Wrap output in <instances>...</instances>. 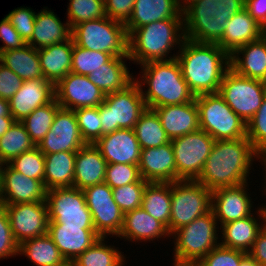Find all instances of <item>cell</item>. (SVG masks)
Masks as SVG:
<instances>
[{"label":"cell","mask_w":266,"mask_h":266,"mask_svg":"<svg viewBox=\"0 0 266 266\" xmlns=\"http://www.w3.org/2000/svg\"><path fill=\"white\" fill-rule=\"evenodd\" d=\"M178 61L188 88L195 95L218 93L223 76L230 67V55L218 44L198 43L182 35ZM227 67L225 69L223 61Z\"/></svg>","instance_id":"1"},{"label":"cell","mask_w":266,"mask_h":266,"mask_svg":"<svg viewBox=\"0 0 266 266\" xmlns=\"http://www.w3.org/2000/svg\"><path fill=\"white\" fill-rule=\"evenodd\" d=\"M253 155L259 154L247 137L215 141L196 181L211 192L244 184Z\"/></svg>","instance_id":"2"},{"label":"cell","mask_w":266,"mask_h":266,"mask_svg":"<svg viewBox=\"0 0 266 266\" xmlns=\"http://www.w3.org/2000/svg\"><path fill=\"white\" fill-rule=\"evenodd\" d=\"M245 7V0H198L182 14L185 38L198 43L218 44L225 25Z\"/></svg>","instance_id":"3"},{"label":"cell","mask_w":266,"mask_h":266,"mask_svg":"<svg viewBox=\"0 0 266 266\" xmlns=\"http://www.w3.org/2000/svg\"><path fill=\"white\" fill-rule=\"evenodd\" d=\"M145 81L149 85L142 95L147 108L185 104L195 99L184 80L176 57L143 64ZM146 95V96H144Z\"/></svg>","instance_id":"4"},{"label":"cell","mask_w":266,"mask_h":266,"mask_svg":"<svg viewBox=\"0 0 266 266\" xmlns=\"http://www.w3.org/2000/svg\"><path fill=\"white\" fill-rule=\"evenodd\" d=\"M180 19H165L151 22L128 35V57L142 65L151 61H163L166 53L175 45L179 37L178 29H182ZM178 37V38H177Z\"/></svg>","instance_id":"5"},{"label":"cell","mask_w":266,"mask_h":266,"mask_svg":"<svg viewBox=\"0 0 266 266\" xmlns=\"http://www.w3.org/2000/svg\"><path fill=\"white\" fill-rule=\"evenodd\" d=\"M71 37L79 47L129 59L125 24L107 16L75 25Z\"/></svg>","instance_id":"6"},{"label":"cell","mask_w":266,"mask_h":266,"mask_svg":"<svg viewBox=\"0 0 266 266\" xmlns=\"http://www.w3.org/2000/svg\"><path fill=\"white\" fill-rule=\"evenodd\" d=\"M199 128L215 141L247 137V124L227 105L219 93L195 96Z\"/></svg>","instance_id":"7"},{"label":"cell","mask_w":266,"mask_h":266,"mask_svg":"<svg viewBox=\"0 0 266 266\" xmlns=\"http://www.w3.org/2000/svg\"><path fill=\"white\" fill-rule=\"evenodd\" d=\"M141 83L132 82L124 90L108 93L99 105L102 136L118 129H133L147 109Z\"/></svg>","instance_id":"8"},{"label":"cell","mask_w":266,"mask_h":266,"mask_svg":"<svg viewBox=\"0 0 266 266\" xmlns=\"http://www.w3.org/2000/svg\"><path fill=\"white\" fill-rule=\"evenodd\" d=\"M216 218L212 210L182 226L177 233L175 263L197 264L216 245ZM215 243V244H214Z\"/></svg>","instance_id":"9"},{"label":"cell","mask_w":266,"mask_h":266,"mask_svg":"<svg viewBox=\"0 0 266 266\" xmlns=\"http://www.w3.org/2000/svg\"><path fill=\"white\" fill-rule=\"evenodd\" d=\"M211 195L212 192L196 180L172 182L169 234L209 212Z\"/></svg>","instance_id":"10"},{"label":"cell","mask_w":266,"mask_h":266,"mask_svg":"<svg viewBox=\"0 0 266 266\" xmlns=\"http://www.w3.org/2000/svg\"><path fill=\"white\" fill-rule=\"evenodd\" d=\"M218 93L247 124L266 96V82L239 75L229 67L223 76Z\"/></svg>","instance_id":"11"},{"label":"cell","mask_w":266,"mask_h":266,"mask_svg":"<svg viewBox=\"0 0 266 266\" xmlns=\"http://www.w3.org/2000/svg\"><path fill=\"white\" fill-rule=\"evenodd\" d=\"M214 142L201 129L171 140L176 163V181L196 180L199 177Z\"/></svg>","instance_id":"12"},{"label":"cell","mask_w":266,"mask_h":266,"mask_svg":"<svg viewBox=\"0 0 266 266\" xmlns=\"http://www.w3.org/2000/svg\"><path fill=\"white\" fill-rule=\"evenodd\" d=\"M49 221L65 226H94L83 190L58 187L46 191Z\"/></svg>","instance_id":"13"},{"label":"cell","mask_w":266,"mask_h":266,"mask_svg":"<svg viewBox=\"0 0 266 266\" xmlns=\"http://www.w3.org/2000/svg\"><path fill=\"white\" fill-rule=\"evenodd\" d=\"M86 205L92 214L95 231L105 238V234L119 235L124 213L113 199L112 189L104 182L83 189Z\"/></svg>","instance_id":"14"},{"label":"cell","mask_w":266,"mask_h":266,"mask_svg":"<svg viewBox=\"0 0 266 266\" xmlns=\"http://www.w3.org/2000/svg\"><path fill=\"white\" fill-rule=\"evenodd\" d=\"M7 211L13 237L22 242L48 234V205L46 201L2 205Z\"/></svg>","instance_id":"15"},{"label":"cell","mask_w":266,"mask_h":266,"mask_svg":"<svg viewBox=\"0 0 266 266\" xmlns=\"http://www.w3.org/2000/svg\"><path fill=\"white\" fill-rule=\"evenodd\" d=\"M86 143L81 137L73 110L60 108L51 129L37 146L43 154L77 152Z\"/></svg>","instance_id":"16"},{"label":"cell","mask_w":266,"mask_h":266,"mask_svg":"<svg viewBox=\"0 0 266 266\" xmlns=\"http://www.w3.org/2000/svg\"><path fill=\"white\" fill-rule=\"evenodd\" d=\"M55 98L61 108L76 110L99 106L105 94L88 76L70 72L55 86Z\"/></svg>","instance_id":"17"},{"label":"cell","mask_w":266,"mask_h":266,"mask_svg":"<svg viewBox=\"0 0 266 266\" xmlns=\"http://www.w3.org/2000/svg\"><path fill=\"white\" fill-rule=\"evenodd\" d=\"M48 235L59 249L66 262H73L101 236L94 226H65L63 223L49 221Z\"/></svg>","instance_id":"18"},{"label":"cell","mask_w":266,"mask_h":266,"mask_svg":"<svg viewBox=\"0 0 266 266\" xmlns=\"http://www.w3.org/2000/svg\"><path fill=\"white\" fill-rule=\"evenodd\" d=\"M54 98L55 86L49 80L42 78L23 81L9 100L10 114L15 121H22L37 107L50 103Z\"/></svg>","instance_id":"19"},{"label":"cell","mask_w":266,"mask_h":266,"mask_svg":"<svg viewBox=\"0 0 266 266\" xmlns=\"http://www.w3.org/2000/svg\"><path fill=\"white\" fill-rule=\"evenodd\" d=\"M7 167L0 174L1 191L4 197L1 198V205L46 201L47 190L40 180L22 175L10 165Z\"/></svg>","instance_id":"20"},{"label":"cell","mask_w":266,"mask_h":266,"mask_svg":"<svg viewBox=\"0 0 266 266\" xmlns=\"http://www.w3.org/2000/svg\"><path fill=\"white\" fill-rule=\"evenodd\" d=\"M94 145L107 164L139 165L141 148L133 129H118L103 135Z\"/></svg>","instance_id":"21"},{"label":"cell","mask_w":266,"mask_h":266,"mask_svg":"<svg viewBox=\"0 0 266 266\" xmlns=\"http://www.w3.org/2000/svg\"><path fill=\"white\" fill-rule=\"evenodd\" d=\"M138 167L141 178L147 182H175L176 163L171 141L156 148L141 149Z\"/></svg>","instance_id":"22"},{"label":"cell","mask_w":266,"mask_h":266,"mask_svg":"<svg viewBox=\"0 0 266 266\" xmlns=\"http://www.w3.org/2000/svg\"><path fill=\"white\" fill-rule=\"evenodd\" d=\"M245 184L212 191L211 210L215 218L221 220V225L251 216L250 197L245 193Z\"/></svg>","instance_id":"23"},{"label":"cell","mask_w":266,"mask_h":266,"mask_svg":"<svg viewBox=\"0 0 266 266\" xmlns=\"http://www.w3.org/2000/svg\"><path fill=\"white\" fill-rule=\"evenodd\" d=\"M170 140L198 131L199 117L195 99L185 104L155 107Z\"/></svg>","instance_id":"24"},{"label":"cell","mask_w":266,"mask_h":266,"mask_svg":"<svg viewBox=\"0 0 266 266\" xmlns=\"http://www.w3.org/2000/svg\"><path fill=\"white\" fill-rule=\"evenodd\" d=\"M266 30L243 8L225 25V32L218 46L231 55L239 47L260 39Z\"/></svg>","instance_id":"25"},{"label":"cell","mask_w":266,"mask_h":266,"mask_svg":"<svg viewBox=\"0 0 266 266\" xmlns=\"http://www.w3.org/2000/svg\"><path fill=\"white\" fill-rule=\"evenodd\" d=\"M181 6L180 0H135L131 18L125 24L127 35L151 22L181 19Z\"/></svg>","instance_id":"26"},{"label":"cell","mask_w":266,"mask_h":266,"mask_svg":"<svg viewBox=\"0 0 266 266\" xmlns=\"http://www.w3.org/2000/svg\"><path fill=\"white\" fill-rule=\"evenodd\" d=\"M107 162L94 144H86L76 152L73 187L80 190L104 183Z\"/></svg>","instance_id":"27"},{"label":"cell","mask_w":266,"mask_h":266,"mask_svg":"<svg viewBox=\"0 0 266 266\" xmlns=\"http://www.w3.org/2000/svg\"><path fill=\"white\" fill-rule=\"evenodd\" d=\"M239 53H244L243 59L236 56ZM230 68L239 75L266 82V34L236 49L230 55Z\"/></svg>","instance_id":"28"},{"label":"cell","mask_w":266,"mask_h":266,"mask_svg":"<svg viewBox=\"0 0 266 266\" xmlns=\"http://www.w3.org/2000/svg\"><path fill=\"white\" fill-rule=\"evenodd\" d=\"M74 41L72 37L62 43L37 49L44 79L56 86L71 72Z\"/></svg>","instance_id":"29"},{"label":"cell","mask_w":266,"mask_h":266,"mask_svg":"<svg viewBox=\"0 0 266 266\" xmlns=\"http://www.w3.org/2000/svg\"><path fill=\"white\" fill-rule=\"evenodd\" d=\"M71 33L72 29L68 23L63 25L53 12L44 9L36 14L34 30L27 44L36 49H42L69 40Z\"/></svg>","instance_id":"30"},{"label":"cell","mask_w":266,"mask_h":266,"mask_svg":"<svg viewBox=\"0 0 266 266\" xmlns=\"http://www.w3.org/2000/svg\"><path fill=\"white\" fill-rule=\"evenodd\" d=\"M167 233L169 234L167 228L160 221L139 207L124 214L122 229L118 236L145 241Z\"/></svg>","instance_id":"31"},{"label":"cell","mask_w":266,"mask_h":266,"mask_svg":"<svg viewBox=\"0 0 266 266\" xmlns=\"http://www.w3.org/2000/svg\"><path fill=\"white\" fill-rule=\"evenodd\" d=\"M0 62L12 70L23 81L42 79L38 51L26 44L20 49H12L0 53Z\"/></svg>","instance_id":"32"},{"label":"cell","mask_w":266,"mask_h":266,"mask_svg":"<svg viewBox=\"0 0 266 266\" xmlns=\"http://www.w3.org/2000/svg\"><path fill=\"white\" fill-rule=\"evenodd\" d=\"M44 187L46 190L58 187H72L76 152L44 154Z\"/></svg>","instance_id":"33"},{"label":"cell","mask_w":266,"mask_h":266,"mask_svg":"<svg viewBox=\"0 0 266 266\" xmlns=\"http://www.w3.org/2000/svg\"><path fill=\"white\" fill-rule=\"evenodd\" d=\"M122 58L113 56L102 67L88 75L89 80L105 95L124 90L133 81Z\"/></svg>","instance_id":"34"},{"label":"cell","mask_w":266,"mask_h":266,"mask_svg":"<svg viewBox=\"0 0 266 266\" xmlns=\"http://www.w3.org/2000/svg\"><path fill=\"white\" fill-rule=\"evenodd\" d=\"M222 226L224 242L220 245L246 253L250 251V247L253 246L258 233L263 229V227H259L252 215L240 220L230 221Z\"/></svg>","instance_id":"35"},{"label":"cell","mask_w":266,"mask_h":266,"mask_svg":"<svg viewBox=\"0 0 266 266\" xmlns=\"http://www.w3.org/2000/svg\"><path fill=\"white\" fill-rule=\"evenodd\" d=\"M141 207L168 230L171 215V183L149 182L144 189Z\"/></svg>","instance_id":"36"},{"label":"cell","mask_w":266,"mask_h":266,"mask_svg":"<svg viewBox=\"0 0 266 266\" xmlns=\"http://www.w3.org/2000/svg\"><path fill=\"white\" fill-rule=\"evenodd\" d=\"M18 252L27 255L37 266H61L67 263L48 234L22 242Z\"/></svg>","instance_id":"37"},{"label":"cell","mask_w":266,"mask_h":266,"mask_svg":"<svg viewBox=\"0 0 266 266\" xmlns=\"http://www.w3.org/2000/svg\"><path fill=\"white\" fill-rule=\"evenodd\" d=\"M133 130L141 149L156 148L171 141L162 127L158 114L151 108L142 113Z\"/></svg>","instance_id":"38"},{"label":"cell","mask_w":266,"mask_h":266,"mask_svg":"<svg viewBox=\"0 0 266 266\" xmlns=\"http://www.w3.org/2000/svg\"><path fill=\"white\" fill-rule=\"evenodd\" d=\"M30 135L21 121H14L7 132L0 138V159L7 164L15 157L35 148Z\"/></svg>","instance_id":"39"},{"label":"cell","mask_w":266,"mask_h":266,"mask_svg":"<svg viewBox=\"0 0 266 266\" xmlns=\"http://www.w3.org/2000/svg\"><path fill=\"white\" fill-rule=\"evenodd\" d=\"M60 108L56 98H54L50 103L37 107L21 121L36 146L39 145L51 129L56 112Z\"/></svg>","instance_id":"40"},{"label":"cell","mask_w":266,"mask_h":266,"mask_svg":"<svg viewBox=\"0 0 266 266\" xmlns=\"http://www.w3.org/2000/svg\"><path fill=\"white\" fill-rule=\"evenodd\" d=\"M100 237L90 248L71 262L72 266H122L121 252L105 246Z\"/></svg>","instance_id":"41"},{"label":"cell","mask_w":266,"mask_h":266,"mask_svg":"<svg viewBox=\"0 0 266 266\" xmlns=\"http://www.w3.org/2000/svg\"><path fill=\"white\" fill-rule=\"evenodd\" d=\"M113 56L101 51H91L73 44L71 72L88 76L107 63Z\"/></svg>","instance_id":"42"},{"label":"cell","mask_w":266,"mask_h":266,"mask_svg":"<svg viewBox=\"0 0 266 266\" xmlns=\"http://www.w3.org/2000/svg\"><path fill=\"white\" fill-rule=\"evenodd\" d=\"M68 8V24L75 25L90 20L106 17L104 0H70Z\"/></svg>","instance_id":"43"},{"label":"cell","mask_w":266,"mask_h":266,"mask_svg":"<svg viewBox=\"0 0 266 266\" xmlns=\"http://www.w3.org/2000/svg\"><path fill=\"white\" fill-rule=\"evenodd\" d=\"M9 165L22 175L40 180L44 184L45 156L37 146L13 158Z\"/></svg>","instance_id":"44"},{"label":"cell","mask_w":266,"mask_h":266,"mask_svg":"<svg viewBox=\"0 0 266 266\" xmlns=\"http://www.w3.org/2000/svg\"><path fill=\"white\" fill-rule=\"evenodd\" d=\"M81 137L86 144H95L102 137V123L99 106L73 110Z\"/></svg>","instance_id":"45"},{"label":"cell","mask_w":266,"mask_h":266,"mask_svg":"<svg viewBox=\"0 0 266 266\" xmlns=\"http://www.w3.org/2000/svg\"><path fill=\"white\" fill-rule=\"evenodd\" d=\"M148 183L141 178L138 182L112 189L113 199L124 214L141 207L144 189Z\"/></svg>","instance_id":"46"},{"label":"cell","mask_w":266,"mask_h":266,"mask_svg":"<svg viewBox=\"0 0 266 266\" xmlns=\"http://www.w3.org/2000/svg\"><path fill=\"white\" fill-rule=\"evenodd\" d=\"M247 138L259 155L266 152V96L260 108L247 123Z\"/></svg>","instance_id":"47"},{"label":"cell","mask_w":266,"mask_h":266,"mask_svg":"<svg viewBox=\"0 0 266 266\" xmlns=\"http://www.w3.org/2000/svg\"><path fill=\"white\" fill-rule=\"evenodd\" d=\"M141 179L138 165L107 164L104 182L111 188L125 186Z\"/></svg>","instance_id":"48"},{"label":"cell","mask_w":266,"mask_h":266,"mask_svg":"<svg viewBox=\"0 0 266 266\" xmlns=\"http://www.w3.org/2000/svg\"><path fill=\"white\" fill-rule=\"evenodd\" d=\"M246 254L241 250L223 247L219 243L197 263V266H240L241 260Z\"/></svg>","instance_id":"49"},{"label":"cell","mask_w":266,"mask_h":266,"mask_svg":"<svg viewBox=\"0 0 266 266\" xmlns=\"http://www.w3.org/2000/svg\"><path fill=\"white\" fill-rule=\"evenodd\" d=\"M22 39L28 43L34 30L36 15L29 8H18L6 16Z\"/></svg>","instance_id":"50"},{"label":"cell","mask_w":266,"mask_h":266,"mask_svg":"<svg viewBox=\"0 0 266 266\" xmlns=\"http://www.w3.org/2000/svg\"><path fill=\"white\" fill-rule=\"evenodd\" d=\"M18 246L12 234L7 211L0 205V259L19 253Z\"/></svg>","instance_id":"51"},{"label":"cell","mask_w":266,"mask_h":266,"mask_svg":"<svg viewBox=\"0 0 266 266\" xmlns=\"http://www.w3.org/2000/svg\"><path fill=\"white\" fill-rule=\"evenodd\" d=\"M135 0H104L106 16L126 24L131 18Z\"/></svg>","instance_id":"52"},{"label":"cell","mask_w":266,"mask_h":266,"mask_svg":"<svg viewBox=\"0 0 266 266\" xmlns=\"http://www.w3.org/2000/svg\"><path fill=\"white\" fill-rule=\"evenodd\" d=\"M23 80L4 64H0V98L10 100Z\"/></svg>","instance_id":"53"},{"label":"cell","mask_w":266,"mask_h":266,"mask_svg":"<svg viewBox=\"0 0 266 266\" xmlns=\"http://www.w3.org/2000/svg\"><path fill=\"white\" fill-rule=\"evenodd\" d=\"M0 38L5 45L0 47V53L7 50L20 49L27 44L7 17L0 22Z\"/></svg>","instance_id":"54"},{"label":"cell","mask_w":266,"mask_h":266,"mask_svg":"<svg viewBox=\"0 0 266 266\" xmlns=\"http://www.w3.org/2000/svg\"><path fill=\"white\" fill-rule=\"evenodd\" d=\"M248 254L261 266H266V223L263 229L258 233Z\"/></svg>","instance_id":"55"},{"label":"cell","mask_w":266,"mask_h":266,"mask_svg":"<svg viewBox=\"0 0 266 266\" xmlns=\"http://www.w3.org/2000/svg\"><path fill=\"white\" fill-rule=\"evenodd\" d=\"M244 8L266 30V0H245Z\"/></svg>","instance_id":"56"},{"label":"cell","mask_w":266,"mask_h":266,"mask_svg":"<svg viewBox=\"0 0 266 266\" xmlns=\"http://www.w3.org/2000/svg\"><path fill=\"white\" fill-rule=\"evenodd\" d=\"M14 121L13 117H0V138L7 132Z\"/></svg>","instance_id":"57"},{"label":"cell","mask_w":266,"mask_h":266,"mask_svg":"<svg viewBox=\"0 0 266 266\" xmlns=\"http://www.w3.org/2000/svg\"><path fill=\"white\" fill-rule=\"evenodd\" d=\"M0 117H12L10 114L9 100L0 98Z\"/></svg>","instance_id":"58"},{"label":"cell","mask_w":266,"mask_h":266,"mask_svg":"<svg viewBox=\"0 0 266 266\" xmlns=\"http://www.w3.org/2000/svg\"><path fill=\"white\" fill-rule=\"evenodd\" d=\"M240 266H261L248 253L242 258Z\"/></svg>","instance_id":"59"},{"label":"cell","mask_w":266,"mask_h":266,"mask_svg":"<svg viewBox=\"0 0 266 266\" xmlns=\"http://www.w3.org/2000/svg\"><path fill=\"white\" fill-rule=\"evenodd\" d=\"M186 1V0H185ZM198 0H187L186 4H188L186 7L184 6L182 8V12L187 8L189 7L190 5H192L193 3L197 2Z\"/></svg>","instance_id":"60"},{"label":"cell","mask_w":266,"mask_h":266,"mask_svg":"<svg viewBox=\"0 0 266 266\" xmlns=\"http://www.w3.org/2000/svg\"><path fill=\"white\" fill-rule=\"evenodd\" d=\"M258 212L261 214V216L263 217L264 221L266 222V208H264V209L262 208Z\"/></svg>","instance_id":"61"},{"label":"cell","mask_w":266,"mask_h":266,"mask_svg":"<svg viewBox=\"0 0 266 266\" xmlns=\"http://www.w3.org/2000/svg\"><path fill=\"white\" fill-rule=\"evenodd\" d=\"M175 266H197V264H178V263H175Z\"/></svg>","instance_id":"62"},{"label":"cell","mask_w":266,"mask_h":266,"mask_svg":"<svg viewBox=\"0 0 266 266\" xmlns=\"http://www.w3.org/2000/svg\"><path fill=\"white\" fill-rule=\"evenodd\" d=\"M1 198H2V191H1V177H0V205H1Z\"/></svg>","instance_id":"63"},{"label":"cell","mask_w":266,"mask_h":266,"mask_svg":"<svg viewBox=\"0 0 266 266\" xmlns=\"http://www.w3.org/2000/svg\"><path fill=\"white\" fill-rule=\"evenodd\" d=\"M3 164H4V163H3V162L1 161V159H0V173H1L2 169H3V168H1Z\"/></svg>","instance_id":"64"},{"label":"cell","mask_w":266,"mask_h":266,"mask_svg":"<svg viewBox=\"0 0 266 266\" xmlns=\"http://www.w3.org/2000/svg\"><path fill=\"white\" fill-rule=\"evenodd\" d=\"M262 155H263V160H264V162H265V165H266V152H265V153H263ZM264 156H265V158H264Z\"/></svg>","instance_id":"65"}]
</instances>
